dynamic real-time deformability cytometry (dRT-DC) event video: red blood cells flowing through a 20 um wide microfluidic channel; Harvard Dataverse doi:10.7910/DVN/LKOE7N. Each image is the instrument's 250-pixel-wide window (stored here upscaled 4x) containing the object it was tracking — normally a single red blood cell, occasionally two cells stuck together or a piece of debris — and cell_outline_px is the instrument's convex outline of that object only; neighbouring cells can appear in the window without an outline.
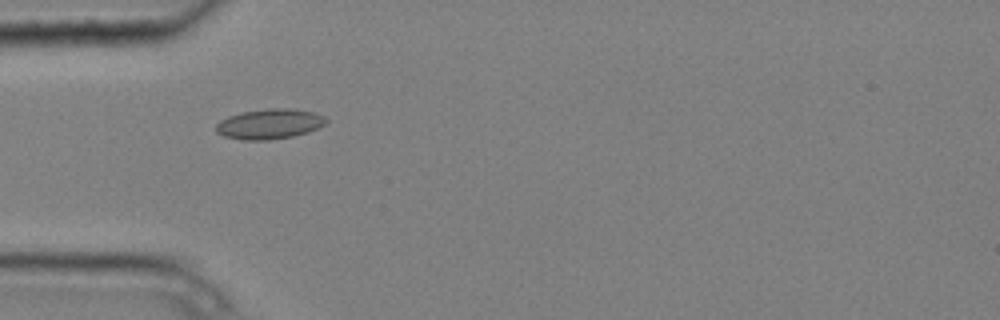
{"species": "common noctule bat (a hibernating species)", "species_latin": "Nyctalus noctula", "temperature_condition": "cold", "stored_images_in_passage": 5, "camera_frame_rate_fps": 3000, "um_per_image_px": 0.085, "animal": {"sex": "male", "body_mass_g": 20.4}, "frame": {"image": 1, "passage_image": 5, "time_ms": 1.333, "image_size_px": [1000, 320], "cell_outline_px": [[328, 124], [308, 132], [292, 136], [268, 140], [244, 140], [224, 136], [216, 132], [216, 124], [220, 120], [228, 116], [240, 112], [268, 108], [288, 108], [316, 112], [324, 116], [328, 120]], "centroid_in_image_um": [22.93, 10.52], "position_along_channel_um": 62.1, "area_um2": 19.54}}